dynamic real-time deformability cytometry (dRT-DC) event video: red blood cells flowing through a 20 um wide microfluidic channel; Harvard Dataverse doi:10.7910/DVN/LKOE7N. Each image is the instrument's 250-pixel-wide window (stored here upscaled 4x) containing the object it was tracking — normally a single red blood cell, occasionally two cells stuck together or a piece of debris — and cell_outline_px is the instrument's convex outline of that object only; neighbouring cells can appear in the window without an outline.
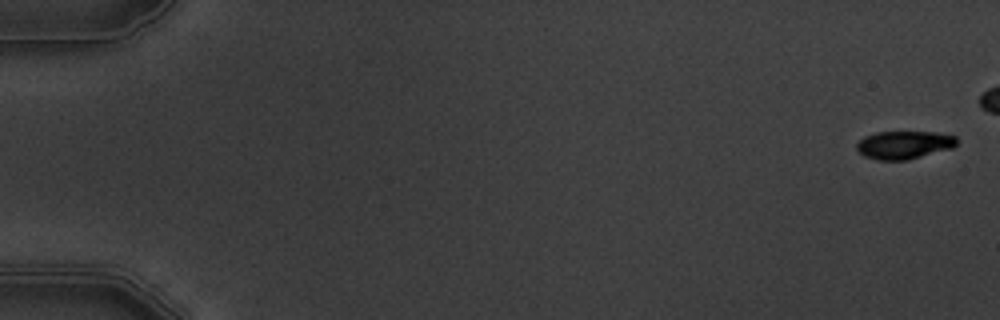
{"species": "common noctule bat (a hibernating species)", "species_latin": "Nyctalus noctula", "temperature_condition": "warm", "stored_images_in_passage": 5, "camera_frame_rate_fps": 3000, "um_per_image_px": 0.085, "animal": {"sex": "male", "body_mass_g": 19.5, "forearm_length_mm": 54.6}, "frame": {"image": 1, "passage_image": 1, "time_ms": 0.0, "image_size_px": [1000, 320], "cell_outline_px": [[956, 144], [952, 148], [908, 160], [876, 160], [864, 156], [856, 148], [856, 144], [864, 136], [876, 132], [936, 132], [956, 136]], "centroid_in_image_um": [76.83, 12.32], "position_along_channel_um": 8.2, "area_um2": 16.36}}